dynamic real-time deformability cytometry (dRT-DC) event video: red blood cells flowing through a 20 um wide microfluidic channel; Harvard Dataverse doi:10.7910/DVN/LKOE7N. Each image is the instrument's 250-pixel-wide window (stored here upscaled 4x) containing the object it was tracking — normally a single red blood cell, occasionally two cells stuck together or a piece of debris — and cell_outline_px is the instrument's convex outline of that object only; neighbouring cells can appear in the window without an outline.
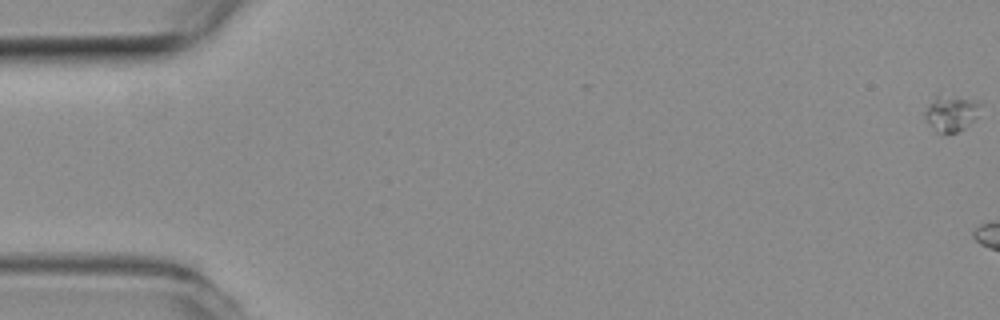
{"species": "common noctule bat (a hibernating species)", "species_latin": "Nyctalus noctula", "temperature_condition": "room temperature", "stored_images_in_passage": 15, "camera_frame_rate_fps": 3000, "um_per_image_px": 0.085, "animal": {"sex": "female", "body_mass_g": 19.3, "forearm_length_mm": 54.1}, "frame": {"image": 1, "passage_image": 1, "time_ms": 0.0, "image_size_px": [1000, 320], "cell_outline_px": [[980, 104], [976, 116], [964, 128], [956, 132], [936, 132], [928, 124], [924, 116], [924, 112], [936, 96], [976, 100]], "centroid_in_image_um": [80.81, 9.66], "position_along_channel_um": 4.2, "area_um2": 10.92}}